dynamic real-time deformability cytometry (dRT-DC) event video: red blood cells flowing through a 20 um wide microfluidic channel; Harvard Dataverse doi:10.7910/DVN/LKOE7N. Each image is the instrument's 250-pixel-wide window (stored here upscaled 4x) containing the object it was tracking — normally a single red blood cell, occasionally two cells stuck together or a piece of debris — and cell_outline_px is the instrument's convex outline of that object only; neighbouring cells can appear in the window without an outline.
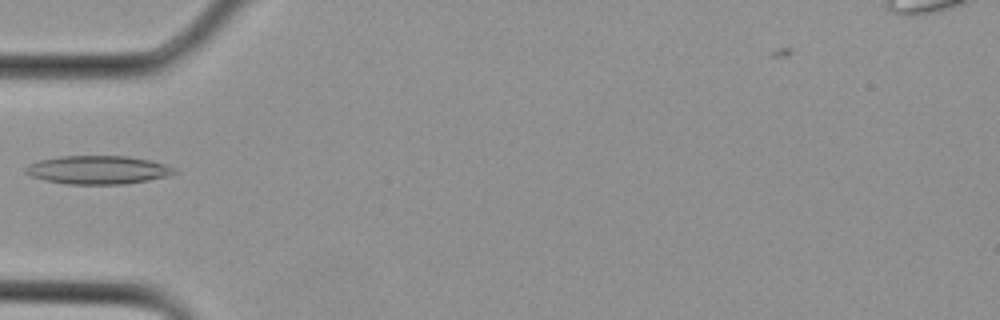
{"species": "Egyptian fruit bat (a non-hibernating species)", "species_latin": "Rousettus aegyptiacus", "temperature_condition": "cold", "stored_images_in_passage": 9, "camera_frame_rate_fps": 3000, "um_per_image_px": 0.085, "animal": {"sex": "female"}, "frame": {"image": 1, "passage_image": 8, "time_ms": 2.333, "image_size_px": [1000, 320], "cell_outline_px": [[180, 172], [168, 176], [148, 180], [124, 184], [68, 184], [44, 180], [32, 176], [24, 172], [24, 168], [28, 164], [40, 160], [60, 156], [128, 156], [148, 160], [164, 164], [176, 168]], "centroid_in_image_um": [8.33, 14.44], "position_along_channel_um": 76.7, "area_um2": 24.68}}